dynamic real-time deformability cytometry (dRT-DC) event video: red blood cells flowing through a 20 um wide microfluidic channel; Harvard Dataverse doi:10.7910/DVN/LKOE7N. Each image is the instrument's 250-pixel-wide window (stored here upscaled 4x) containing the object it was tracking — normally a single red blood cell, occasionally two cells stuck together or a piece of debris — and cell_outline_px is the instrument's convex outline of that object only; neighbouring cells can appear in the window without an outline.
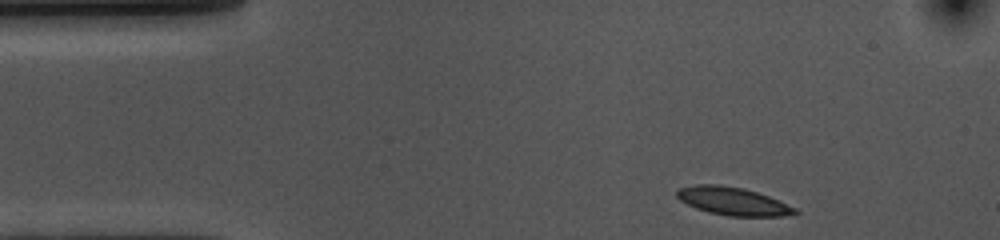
{"species": "common noctule bat (a hibernating species)", "species_latin": "Nyctalus noctula", "temperature_condition": "cold", "stored_images_in_passage": 38, "camera_frame_rate_fps": 3000, "um_per_image_px": 0.085, "animal": {"sex": "female", "body_mass_g": 10.0, "forearm_length_mm": 53.1}, "frame": {"image": 1, "passage_image": 1, "time_ms": 0.0, "image_size_px": [1000, 240], "cell_outline_px": [[800, 212], [784, 216], [728, 216], [708, 212], [696, 208], [680, 200], [676, 196], [676, 192], [680, 188], [696, 184], [716, 184], [744, 188], [768, 196], [796, 208]], "centroid_in_image_um": [62.28, 17.1], "position_along_channel_um": 22.7, "area_um2": 19.13}}
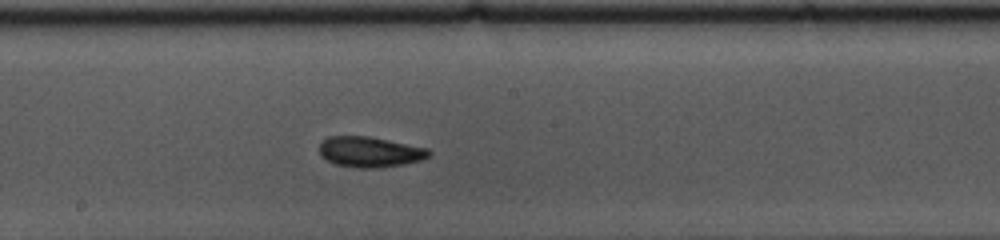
{"frame": {"image": 2, "passage_image": 22, "time_ms": 7.0, "image_size_px": [1000, 240], "cell_outline_px": [[432, 152], [428, 156], [420, 160], [404, 164], [376, 168], [356, 168], [336, 164], [320, 156], [320, 140], [328, 136], [368, 136], [428, 148]], "centroid_in_image_um": [31.41, 12.91], "position_along_channel_um": 216.8, "area_um2": 19.48}}
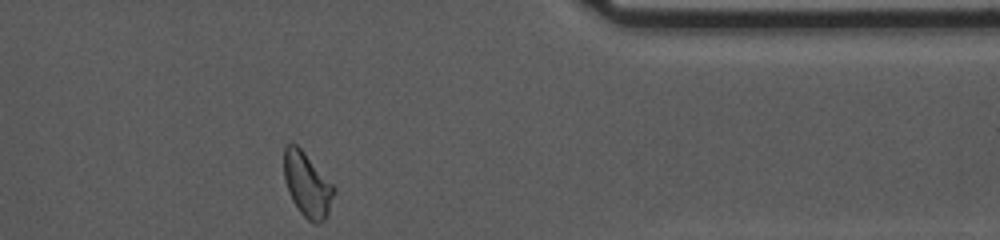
{"frame": {"image": 3, "passage_image": 38, "time_ms": 12.333, "image_size_px": [1000, 240], "cell_outline_px": [[336, 188], [328, 212], [324, 220], [320, 224], [316, 224], [308, 220], [300, 212], [292, 200], [284, 180], [284, 144], [296, 144], [304, 152]], "centroid_in_image_um": [26.1, 15.7], "position_along_channel_um": 385.3, "area_um2": 18.55}, "authors_computed_cell_mechanics": {"area_um2": 18.9006, "velocity_mm_per_s": 3.5782, "shape_relaxation_time_tau1_ms": 6.3341, "shape_relaxation_time_tau2_ms": 5.4404, "deformation_change_tau1": 0.1225, "deformation_change_tau2": 0.1068}}